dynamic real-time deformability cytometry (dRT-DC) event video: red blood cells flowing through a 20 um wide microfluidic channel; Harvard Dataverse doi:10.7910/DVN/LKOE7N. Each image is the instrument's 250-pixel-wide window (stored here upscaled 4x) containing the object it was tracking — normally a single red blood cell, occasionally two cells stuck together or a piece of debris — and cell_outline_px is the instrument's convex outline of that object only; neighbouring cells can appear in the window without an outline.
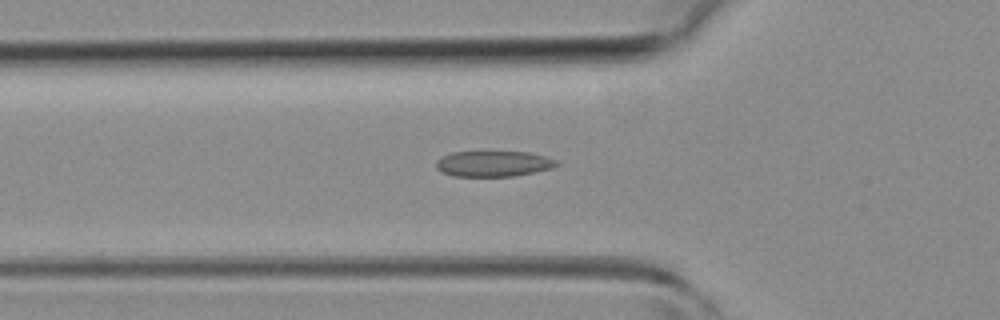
{"species": "common noctule bat (a hibernating species)", "species_latin": "Nyctalus noctula", "temperature_condition": "room temperature", "stored_images_in_passage": 44, "camera_frame_rate_fps": 3000, "um_per_image_px": 0.085, "animal": {"sex": "female", "body_mass_g": 19.3, "forearm_length_mm": 54.1}, "frame": {"image": 1, "passage_image": 15, "time_ms": 4.667, "image_size_px": [1000, 320], "cell_outline_px": [[560, 164], [552, 168], [512, 176], [452, 176], [440, 172], [436, 168], [436, 160], [452, 152], [528, 152], [544, 156], [556, 160]], "centroid_in_image_um": [41.91, 13.92], "position_along_channel_um": 83.9, "area_um2": 17.92}}
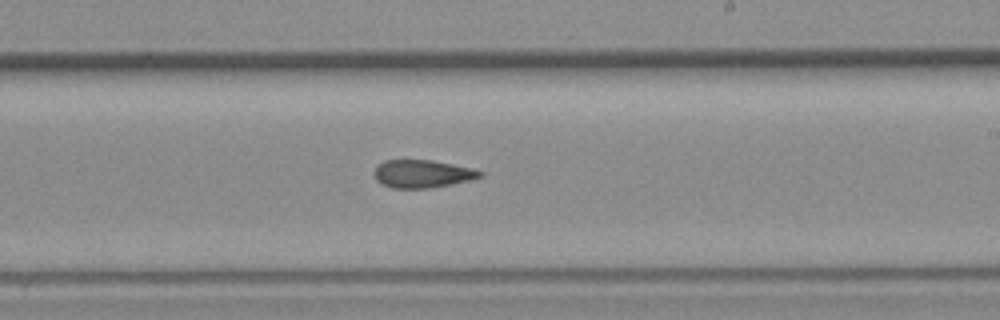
{"frame": {"image": 2, "passage_image": 26, "time_ms": 8.333, "image_size_px": [1000, 320], "cell_outline_px": [[484, 176], [472, 180], [452, 184], [428, 188], [392, 188], [376, 180], [372, 172], [376, 164], [384, 160], [432, 160], [472, 168], [484, 172]], "centroid_in_image_um": [35.89, 14.77], "position_along_channel_um": 253.1, "area_um2": 17.4}}
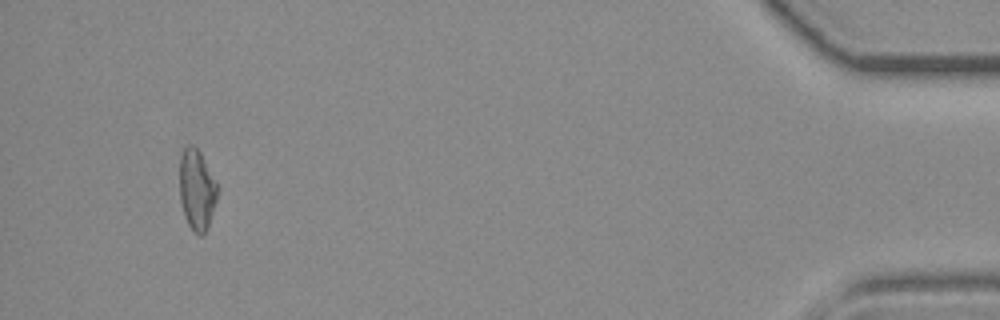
{"frame": {"image": 3, "passage_image": 42, "time_ms": 13.667, "image_size_px": [1000, 320], "cell_outline_px": [[216, 200], [208, 228], [204, 236], [200, 236], [192, 232], [184, 216], [180, 200], [180, 156], [184, 148], [188, 144], [192, 144], [200, 152], [216, 184]], "centroid_in_image_um": [16.7, 16.18], "position_along_channel_um": 418.5, "area_um2": 17.63}}